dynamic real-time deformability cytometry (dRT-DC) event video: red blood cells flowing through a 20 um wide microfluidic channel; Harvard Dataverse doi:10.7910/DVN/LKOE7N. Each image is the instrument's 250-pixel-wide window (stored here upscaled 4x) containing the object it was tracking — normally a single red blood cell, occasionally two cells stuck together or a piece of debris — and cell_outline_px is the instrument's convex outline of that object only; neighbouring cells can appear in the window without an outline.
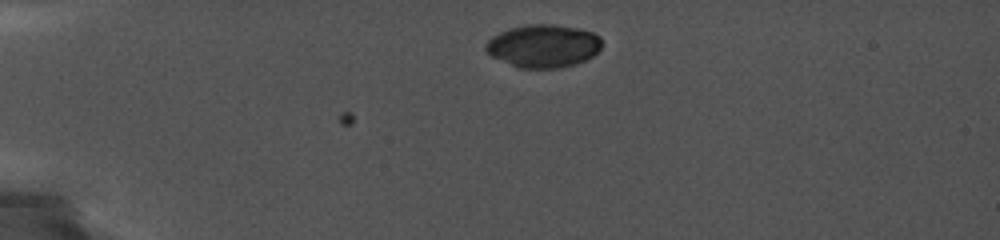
{"species": "common noctule bat (a hibernating species)", "species_latin": "Nyctalus noctula", "temperature_condition": "cold", "stored_images_in_passage": 15, "camera_frame_rate_fps": 5000, "um_per_image_px": 0.085, "animal": {"sex": "female", "body_mass_g": 19.0, "forearm_length_mm": 56.7}, "frame": {"image": 1, "passage_image": 15, "time_ms": 6.4, "image_size_px": [1000, 240], "cell_outline_px": [[600, 48], [592, 56], [584, 60], [572, 64], [556, 68], [520, 68], [492, 56], [484, 48], [484, 44], [492, 36], [500, 32], [512, 28], [528, 24], [552, 24], [580, 28], [592, 32], [600, 36]], "centroid_in_image_um": [46.17, 3.89], "position_along_channel_um": 38.8, "area_um2": 28.73}}